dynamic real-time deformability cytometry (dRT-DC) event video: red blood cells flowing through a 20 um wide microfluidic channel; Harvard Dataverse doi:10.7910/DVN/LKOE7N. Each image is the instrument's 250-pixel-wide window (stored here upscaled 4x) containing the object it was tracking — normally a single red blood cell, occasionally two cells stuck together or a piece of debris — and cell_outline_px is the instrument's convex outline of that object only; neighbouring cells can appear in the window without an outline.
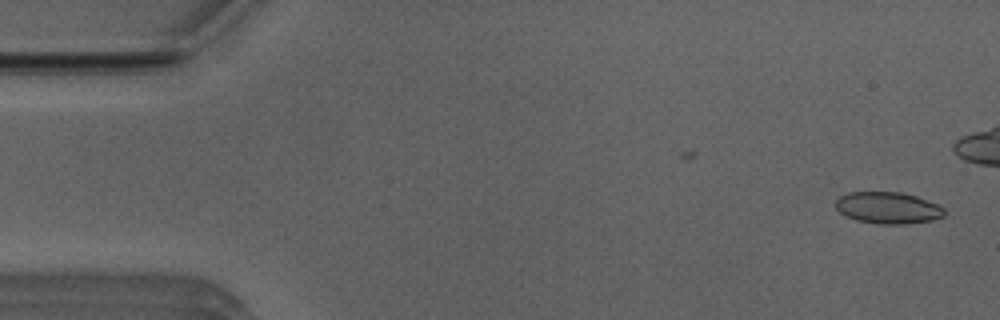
{"species": "Egyptian fruit bat (a non-hibernating species)", "species_latin": "Rousettus aegyptiacus", "temperature_condition": "room temperature", "stored_images_in_passage": 41, "camera_frame_rate_fps": 3000, "um_per_image_px": 0.085, "animal": {"sex": "male"}, "frame": {"image": 1, "passage_image": 2, "time_ms": 0.333, "image_size_px": [1000, 320], "cell_outline_px": [[948, 212], [944, 216], [932, 220], [908, 224], [880, 224], [856, 220], [844, 216], [836, 208], [836, 200], [840, 196], [848, 192], [900, 192], [916, 196], [936, 204], [944, 208]], "centroid_in_image_um": [75.48, 17.67], "position_along_channel_um": 9.5, "area_um2": 20.17}}
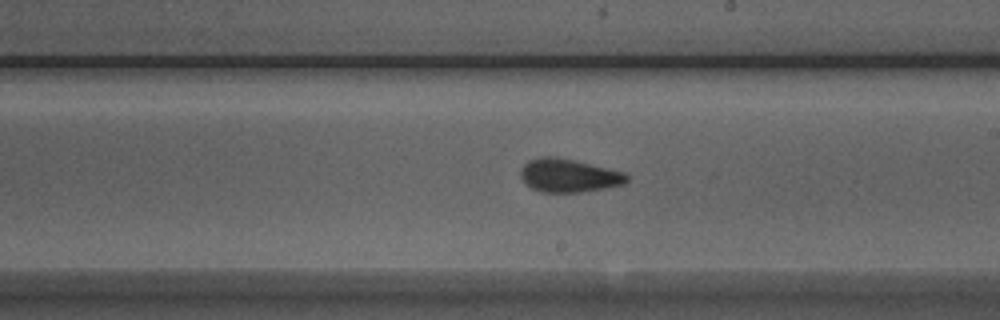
{"frame": {"image": 2, "passage_image": 29, "time_ms": 9.333, "image_size_px": [1000, 320], "cell_outline_px": [[628, 180], [624, 184], [604, 188], [580, 192], [540, 192], [532, 188], [520, 176], [520, 172], [524, 164], [528, 160], [540, 156], [556, 156], [608, 168], [624, 172], [628, 176]], "centroid_in_image_um": [48.33, 14.91], "position_along_channel_um": 240.7, "area_um2": 20.52}}
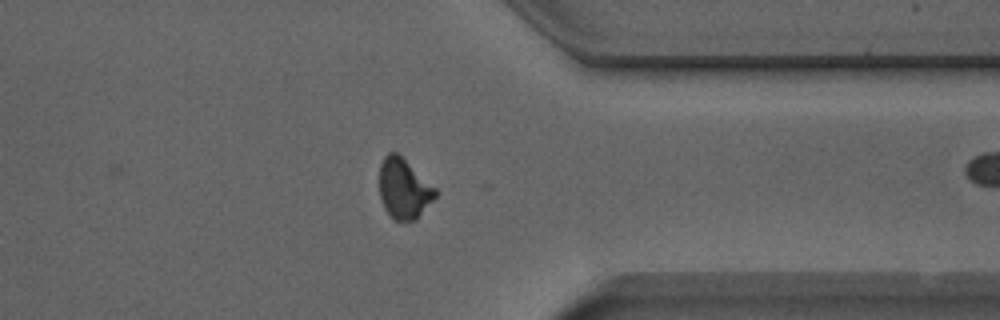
{"frame": {"image": 3, "passage_image": 40, "time_ms": 13.0, "image_size_px": [1000, 320], "cell_outline_px": [[436, 196], [416, 220], [392, 220], [384, 208], [380, 196], [380, 164], [384, 156], [388, 152], [396, 152], [436, 188]], "centroid_in_image_um": [34.31, 16.05], "position_along_channel_um": 377.1, "area_um2": 19.42}}